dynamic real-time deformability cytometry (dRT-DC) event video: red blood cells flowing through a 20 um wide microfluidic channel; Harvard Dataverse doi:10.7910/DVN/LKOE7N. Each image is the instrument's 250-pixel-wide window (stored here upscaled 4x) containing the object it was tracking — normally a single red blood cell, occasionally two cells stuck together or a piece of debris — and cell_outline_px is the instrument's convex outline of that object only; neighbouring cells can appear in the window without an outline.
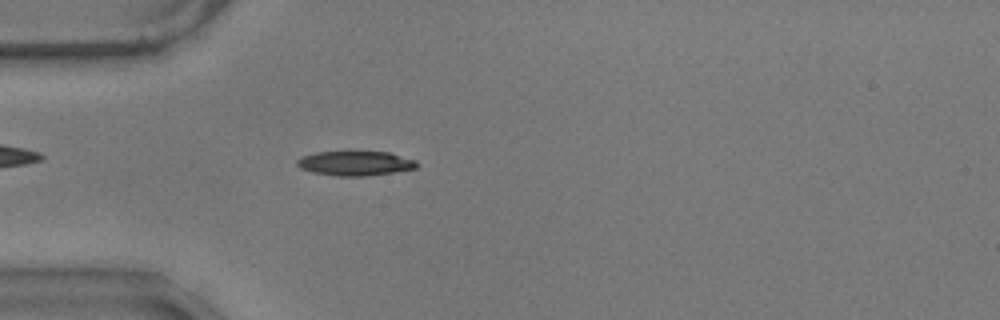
{"species": "common noctule bat (a hibernating species)", "species_latin": "Nyctalus noctula", "temperature_condition": "warm", "stored_images_in_passage": 49, "camera_frame_rate_fps": 3000, "um_per_image_px": 0.085, "animal": {"sex": "male", "body_mass_g": 17.9}, "frame": {"image": 1, "passage_image": 8, "time_ms": 2.333, "image_size_px": [1000, 320], "cell_outline_px": [[416, 168], [392, 172], [364, 176], [336, 176], [312, 172], [300, 168], [296, 164], [296, 160], [300, 156], [316, 152], [388, 152], [416, 160]], "centroid_in_image_um": [30.13, 13.88], "position_along_channel_um": 54.9, "area_um2": 16.99}}
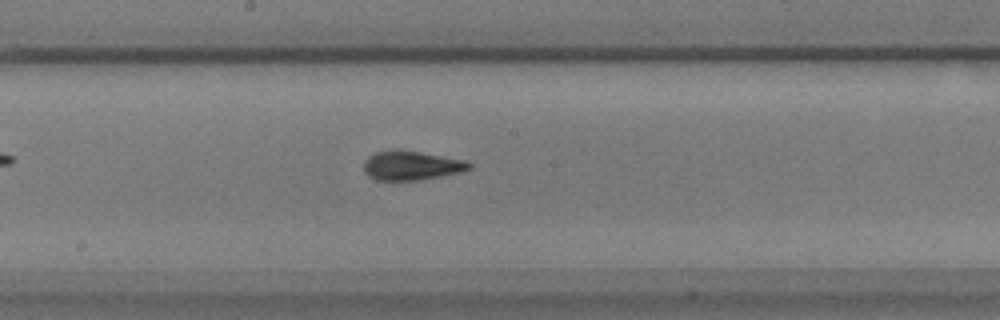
{"frame": {"image": 2, "passage_image": 22, "time_ms": 7.0, "image_size_px": [1000, 320], "cell_outline_px": [[472, 168], [460, 172], [440, 176], [416, 180], [376, 180], [368, 176], [364, 172], [364, 160], [368, 156], [376, 152], [392, 148], [396, 148], [420, 152], [464, 160], [472, 164]], "centroid_in_image_um": [34.92, 14.05], "position_along_channel_um": 213.3, "area_um2": 18.03}}
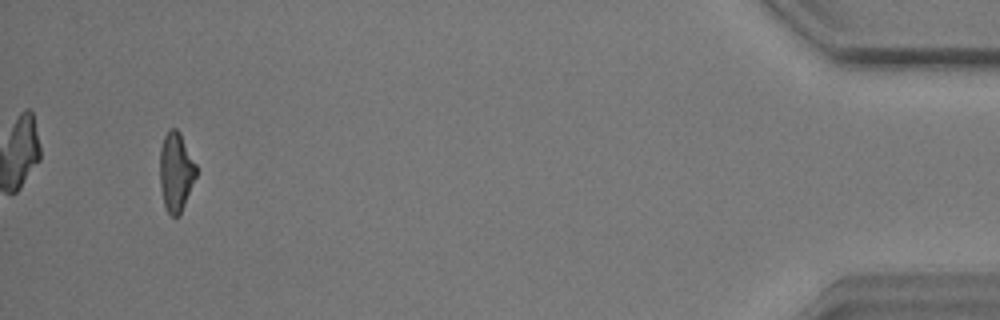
{"frame": {"image": 3, "passage_image": 46, "time_ms": 15.0, "image_size_px": [1000, 320], "cell_outline_px": [[196, 176], [180, 216], [172, 216], [168, 212], [164, 204], [160, 188], [160, 148], [164, 136], [168, 128], [176, 128], [180, 132], [196, 164]], "centroid_in_image_um": [14.95, 14.59], "position_along_channel_um": 420.3, "area_um2": 16.82}, "authors_computed_cell_mechanics": {"area_um2": 17.2822, "velocity_mm_per_s": 3.5293, "shape_relaxation_time_tau1_ms": 5.1189, "shape_relaxation_time_tau2_ms": 2.316, "deformation_change_tau1": 0.1867, "deformation_change_tau2": 0.1053}}